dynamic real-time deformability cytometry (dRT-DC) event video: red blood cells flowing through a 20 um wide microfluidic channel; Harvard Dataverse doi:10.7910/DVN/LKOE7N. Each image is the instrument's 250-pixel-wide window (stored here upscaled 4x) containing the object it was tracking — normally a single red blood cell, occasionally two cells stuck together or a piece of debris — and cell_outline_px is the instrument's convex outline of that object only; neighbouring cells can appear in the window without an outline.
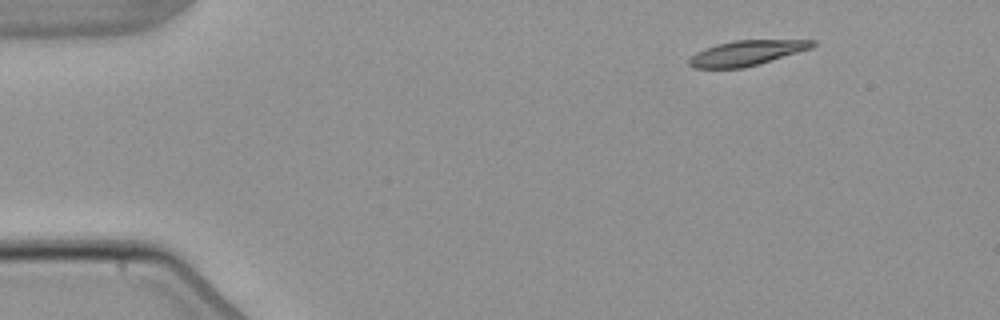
{"species": "common noctule bat (a hibernating species)", "species_latin": "Nyctalus noctula", "temperature_condition": "warm", "stored_images_in_passage": 4, "camera_frame_rate_fps": 3000, "um_per_image_px": 0.085, "animal": {"sex": "male", "body_mass_g": 21.5, "forearm_length_mm": 52.0}, "frame": {"image": 1, "passage_image": 1, "time_ms": 0.0, "image_size_px": [1000, 320], "cell_outline_px": [[816, 44], [812, 48], [772, 60], [744, 68], [692, 68], [688, 64], [688, 60], [696, 52], [704, 48], [716, 44], [736, 40], [816, 40]], "centroid_in_image_um": [63.44, 4.5], "position_along_channel_um": 21.6, "area_um2": 18.03}}
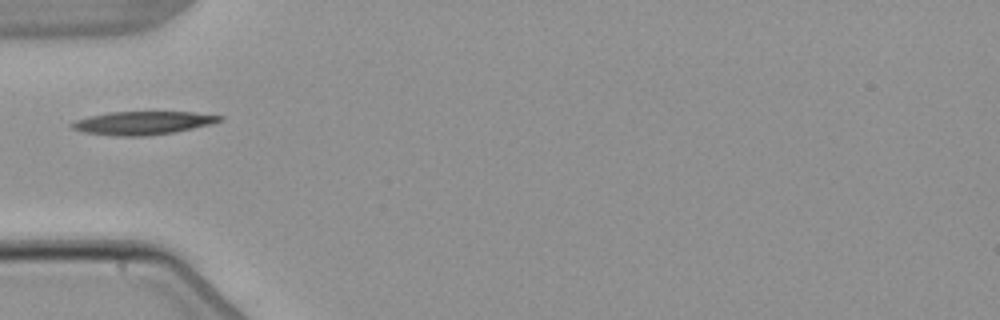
{"frame": {"image": 2, "passage_image": 3, "time_ms": 3.667, "image_size_px": [1000, 320], "cell_outline_px": [[224, 120], [212, 124], [176, 132], [144, 136], [116, 136], [84, 132], [72, 128], [68, 124], [76, 120], [88, 116], [108, 112], [192, 112], [224, 116]], "centroid_in_image_um": [12.15, 10.45], "position_along_channel_um": 72.8, "area_um2": 20.17}}
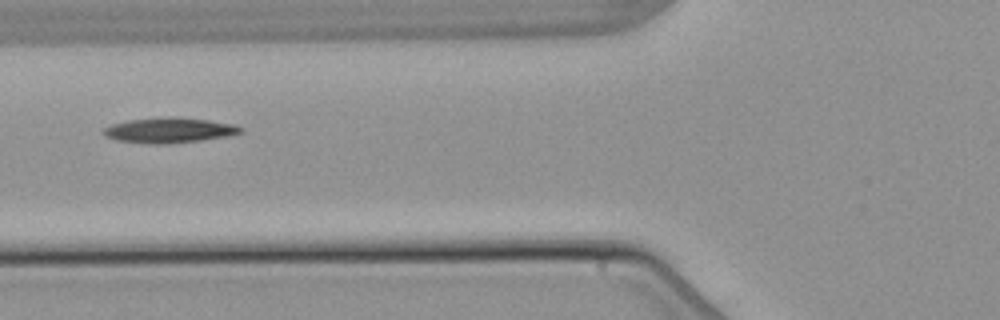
{"frame": {"image": 3, "passage_image": 4, "time_ms": 4.667, "image_size_px": [1000, 320], "cell_outline_px": [[244, 132], [232, 136], [168, 144], [148, 144], [116, 140], [104, 136], [100, 132], [104, 128], [112, 124], [128, 120], [172, 116], [176, 116], [208, 120], [236, 124], [244, 128]], "centroid_in_image_um": [14.42, 11.07], "position_along_channel_um": 111.4, "area_um2": 20.58}}